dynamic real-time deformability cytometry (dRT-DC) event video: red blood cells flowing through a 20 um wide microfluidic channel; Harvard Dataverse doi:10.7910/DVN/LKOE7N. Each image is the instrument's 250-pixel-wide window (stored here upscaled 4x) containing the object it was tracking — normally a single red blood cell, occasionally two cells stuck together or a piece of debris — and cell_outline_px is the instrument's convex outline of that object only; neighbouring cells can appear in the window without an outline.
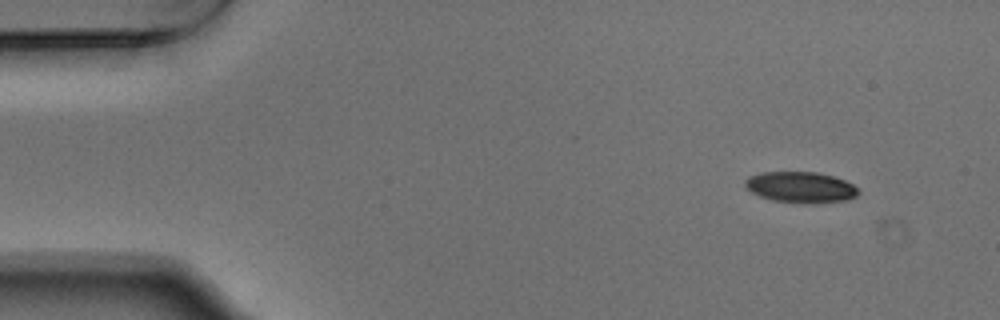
{"species": "Egyptian fruit bat (a non-hibernating species)", "species_latin": "Rousettus aegyptiacus", "temperature_condition": "warm", "stored_images_in_passage": 50, "camera_frame_rate_fps": 3000, "um_per_image_px": 0.085, "animal": {"sex": "male"}, "frame": {"image": 1, "passage_image": 1, "time_ms": 0.0, "image_size_px": [1000, 320], "cell_outline_px": [[860, 192], [856, 196], [848, 200], [812, 204], [772, 200], [760, 196], [752, 192], [744, 184], [744, 180], [748, 176], [760, 172], [816, 172], [832, 176], [844, 180], [860, 188]], "centroid_in_image_um": [68.08, 15.92], "position_along_channel_um": 16.9, "area_um2": 20.58}}
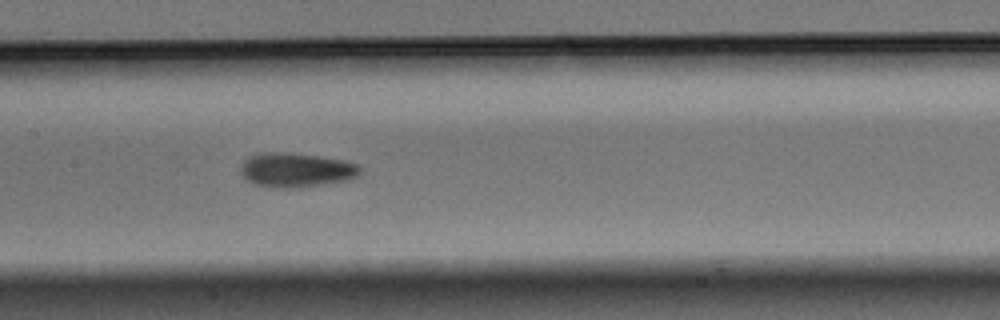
{"frame": {"image": 2, "passage_image": 22, "time_ms": 7.0, "image_size_px": [1000, 320], "cell_outline_px": [[360, 176], [348, 180], [300, 188], [276, 188], [252, 184], [244, 180], [240, 172], [240, 168], [244, 160], [252, 156], [272, 152], [284, 152], [316, 156], [344, 160], [356, 164], [360, 168]], "centroid_in_image_um": [25.16, 14.48], "position_along_channel_um": 182.2, "area_um2": 23.99}}
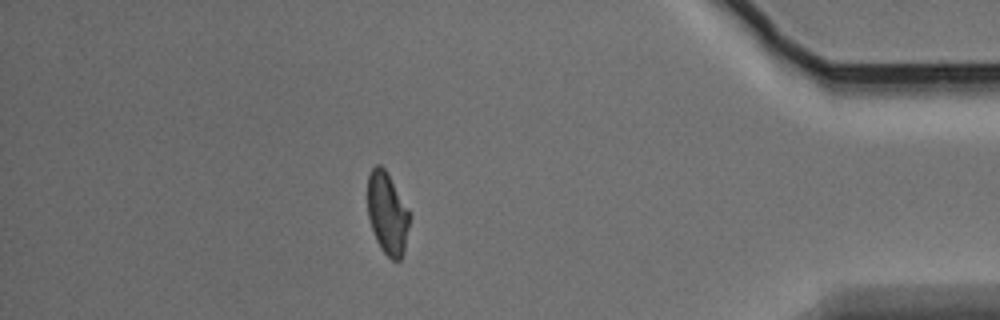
{"frame": {"image": 3, "passage_image": 43, "time_ms": 14.0, "image_size_px": [1000, 320], "cell_outline_px": [[408, 228], [404, 252], [400, 260], [392, 260], [380, 248], [376, 240], [368, 216], [368, 176], [372, 168], [376, 164], [380, 164], [384, 168], [408, 208]], "centroid_in_image_um": [32.91, 18.14], "position_along_channel_um": 402.3, "area_um2": 19.71}, "authors_computed_cell_mechanics": {"area_um2": 21.5883, "velocity_mm_per_s": 3.7347, "shape_relaxation_time_tau1_ms": 3.4772, "shape_relaxation_time_tau2_ms": 5.8928, "deformation_change_tau1": 0.1284, "deformation_change_tau2": 0.1138}}